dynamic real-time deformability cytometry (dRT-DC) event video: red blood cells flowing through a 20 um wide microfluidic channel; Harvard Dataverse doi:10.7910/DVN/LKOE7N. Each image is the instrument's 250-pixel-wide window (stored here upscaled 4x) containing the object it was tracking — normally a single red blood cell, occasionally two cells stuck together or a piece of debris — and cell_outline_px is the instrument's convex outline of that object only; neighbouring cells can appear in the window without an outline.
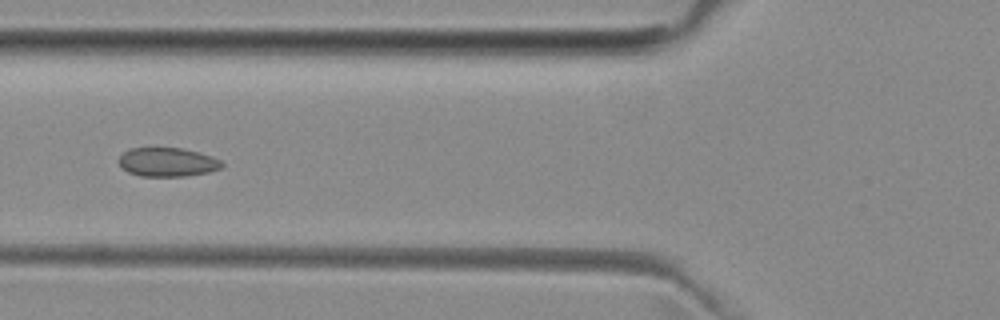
{"species": "common noctule bat (a hibernating species)", "species_latin": "Nyctalus noctula", "temperature_condition": "room temperature", "stored_images_in_passage": 6, "camera_frame_rate_fps": 3000, "um_per_image_px": 0.085, "animal": {"sex": "female", "body_mass_g": 29.2, "forearm_length_mm": 56.3}, "frame": {"image": 1, "passage_image": 6, "time_ms": 5.667, "image_size_px": [1000, 320], "cell_outline_px": [[224, 164], [220, 168], [208, 172], [184, 176], [140, 176], [128, 172], [120, 164], [120, 156], [128, 148], [180, 148], [200, 152], [212, 156], [220, 160]], "centroid_in_image_um": [14.25, 13.77], "position_along_channel_um": 111.6, "area_um2": 17.22}}